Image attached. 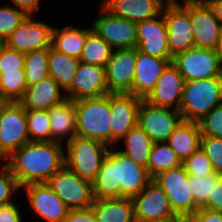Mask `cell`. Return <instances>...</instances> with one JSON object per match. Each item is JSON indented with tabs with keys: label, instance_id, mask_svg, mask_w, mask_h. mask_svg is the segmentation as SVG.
<instances>
[{
	"label": "cell",
	"instance_id": "cell-1",
	"mask_svg": "<svg viewBox=\"0 0 222 222\" xmlns=\"http://www.w3.org/2000/svg\"><path fill=\"white\" fill-rule=\"evenodd\" d=\"M63 146L64 144L55 141H30L14 151L4 162L20 187L32 183H46L65 166Z\"/></svg>",
	"mask_w": 222,
	"mask_h": 222
},
{
	"label": "cell",
	"instance_id": "cell-2",
	"mask_svg": "<svg viewBox=\"0 0 222 222\" xmlns=\"http://www.w3.org/2000/svg\"><path fill=\"white\" fill-rule=\"evenodd\" d=\"M76 135L112 147L110 93L75 101Z\"/></svg>",
	"mask_w": 222,
	"mask_h": 222
},
{
	"label": "cell",
	"instance_id": "cell-3",
	"mask_svg": "<svg viewBox=\"0 0 222 222\" xmlns=\"http://www.w3.org/2000/svg\"><path fill=\"white\" fill-rule=\"evenodd\" d=\"M222 104V77L185 81L179 108L183 121L198 122Z\"/></svg>",
	"mask_w": 222,
	"mask_h": 222
},
{
	"label": "cell",
	"instance_id": "cell-4",
	"mask_svg": "<svg viewBox=\"0 0 222 222\" xmlns=\"http://www.w3.org/2000/svg\"><path fill=\"white\" fill-rule=\"evenodd\" d=\"M65 144V166L82 179L93 183L110 147L101 141L77 135Z\"/></svg>",
	"mask_w": 222,
	"mask_h": 222
},
{
	"label": "cell",
	"instance_id": "cell-5",
	"mask_svg": "<svg viewBox=\"0 0 222 222\" xmlns=\"http://www.w3.org/2000/svg\"><path fill=\"white\" fill-rule=\"evenodd\" d=\"M30 142L26 109L19 102H3L0 106V162Z\"/></svg>",
	"mask_w": 222,
	"mask_h": 222
},
{
	"label": "cell",
	"instance_id": "cell-6",
	"mask_svg": "<svg viewBox=\"0 0 222 222\" xmlns=\"http://www.w3.org/2000/svg\"><path fill=\"white\" fill-rule=\"evenodd\" d=\"M152 179L164 191L172 210L182 221L200 209L190 191L188 174L183 165L162 171Z\"/></svg>",
	"mask_w": 222,
	"mask_h": 222
},
{
	"label": "cell",
	"instance_id": "cell-7",
	"mask_svg": "<svg viewBox=\"0 0 222 222\" xmlns=\"http://www.w3.org/2000/svg\"><path fill=\"white\" fill-rule=\"evenodd\" d=\"M131 199L135 222H182L172 210L164 191L153 179Z\"/></svg>",
	"mask_w": 222,
	"mask_h": 222
},
{
	"label": "cell",
	"instance_id": "cell-8",
	"mask_svg": "<svg viewBox=\"0 0 222 222\" xmlns=\"http://www.w3.org/2000/svg\"><path fill=\"white\" fill-rule=\"evenodd\" d=\"M184 81L222 77V65L215 49L192 47L172 57Z\"/></svg>",
	"mask_w": 222,
	"mask_h": 222
},
{
	"label": "cell",
	"instance_id": "cell-9",
	"mask_svg": "<svg viewBox=\"0 0 222 222\" xmlns=\"http://www.w3.org/2000/svg\"><path fill=\"white\" fill-rule=\"evenodd\" d=\"M46 183L70 209L89 208L94 201L92 183L74 174L66 166Z\"/></svg>",
	"mask_w": 222,
	"mask_h": 222
},
{
	"label": "cell",
	"instance_id": "cell-10",
	"mask_svg": "<svg viewBox=\"0 0 222 222\" xmlns=\"http://www.w3.org/2000/svg\"><path fill=\"white\" fill-rule=\"evenodd\" d=\"M181 121L179 111L154 106L142 99L137 124L154 143L166 142Z\"/></svg>",
	"mask_w": 222,
	"mask_h": 222
},
{
	"label": "cell",
	"instance_id": "cell-11",
	"mask_svg": "<svg viewBox=\"0 0 222 222\" xmlns=\"http://www.w3.org/2000/svg\"><path fill=\"white\" fill-rule=\"evenodd\" d=\"M92 29L114 50L137 47L136 23L111 14L100 4Z\"/></svg>",
	"mask_w": 222,
	"mask_h": 222
},
{
	"label": "cell",
	"instance_id": "cell-12",
	"mask_svg": "<svg viewBox=\"0 0 222 222\" xmlns=\"http://www.w3.org/2000/svg\"><path fill=\"white\" fill-rule=\"evenodd\" d=\"M34 18L28 15L5 39L4 44L23 53L50 48L53 26Z\"/></svg>",
	"mask_w": 222,
	"mask_h": 222
},
{
	"label": "cell",
	"instance_id": "cell-13",
	"mask_svg": "<svg viewBox=\"0 0 222 222\" xmlns=\"http://www.w3.org/2000/svg\"><path fill=\"white\" fill-rule=\"evenodd\" d=\"M162 13L167 27L171 57L195 47L190 12L183 5H164Z\"/></svg>",
	"mask_w": 222,
	"mask_h": 222
},
{
	"label": "cell",
	"instance_id": "cell-14",
	"mask_svg": "<svg viewBox=\"0 0 222 222\" xmlns=\"http://www.w3.org/2000/svg\"><path fill=\"white\" fill-rule=\"evenodd\" d=\"M190 12V25L194 45L215 49L220 39L222 26L207 2L183 5Z\"/></svg>",
	"mask_w": 222,
	"mask_h": 222
},
{
	"label": "cell",
	"instance_id": "cell-15",
	"mask_svg": "<svg viewBox=\"0 0 222 222\" xmlns=\"http://www.w3.org/2000/svg\"><path fill=\"white\" fill-rule=\"evenodd\" d=\"M28 197L30 208L46 222H64L70 208L47 183H32L21 187Z\"/></svg>",
	"mask_w": 222,
	"mask_h": 222
},
{
	"label": "cell",
	"instance_id": "cell-16",
	"mask_svg": "<svg viewBox=\"0 0 222 222\" xmlns=\"http://www.w3.org/2000/svg\"><path fill=\"white\" fill-rule=\"evenodd\" d=\"M137 50L152 57L166 58L170 62L172 57L168 46V32L163 13L136 24Z\"/></svg>",
	"mask_w": 222,
	"mask_h": 222
},
{
	"label": "cell",
	"instance_id": "cell-17",
	"mask_svg": "<svg viewBox=\"0 0 222 222\" xmlns=\"http://www.w3.org/2000/svg\"><path fill=\"white\" fill-rule=\"evenodd\" d=\"M135 67L136 47L114 50L105 66L109 92L128 93L133 86Z\"/></svg>",
	"mask_w": 222,
	"mask_h": 222
},
{
	"label": "cell",
	"instance_id": "cell-18",
	"mask_svg": "<svg viewBox=\"0 0 222 222\" xmlns=\"http://www.w3.org/2000/svg\"><path fill=\"white\" fill-rule=\"evenodd\" d=\"M142 98L131 93H110L112 146L137 125Z\"/></svg>",
	"mask_w": 222,
	"mask_h": 222
},
{
	"label": "cell",
	"instance_id": "cell-19",
	"mask_svg": "<svg viewBox=\"0 0 222 222\" xmlns=\"http://www.w3.org/2000/svg\"><path fill=\"white\" fill-rule=\"evenodd\" d=\"M105 67L80 62L66 98L74 101L84 98H96L107 95Z\"/></svg>",
	"mask_w": 222,
	"mask_h": 222
},
{
	"label": "cell",
	"instance_id": "cell-20",
	"mask_svg": "<svg viewBox=\"0 0 222 222\" xmlns=\"http://www.w3.org/2000/svg\"><path fill=\"white\" fill-rule=\"evenodd\" d=\"M184 82L182 74L173 63L170 62L163 70L155 88L144 100L154 106L179 111Z\"/></svg>",
	"mask_w": 222,
	"mask_h": 222
},
{
	"label": "cell",
	"instance_id": "cell-21",
	"mask_svg": "<svg viewBox=\"0 0 222 222\" xmlns=\"http://www.w3.org/2000/svg\"><path fill=\"white\" fill-rule=\"evenodd\" d=\"M117 198H132L152 180L146 168L116 149Z\"/></svg>",
	"mask_w": 222,
	"mask_h": 222
},
{
	"label": "cell",
	"instance_id": "cell-22",
	"mask_svg": "<svg viewBox=\"0 0 222 222\" xmlns=\"http://www.w3.org/2000/svg\"><path fill=\"white\" fill-rule=\"evenodd\" d=\"M170 61L166 58L152 57L136 48V67L132 89L128 92L145 99L155 88L159 77Z\"/></svg>",
	"mask_w": 222,
	"mask_h": 222
},
{
	"label": "cell",
	"instance_id": "cell-23",
	"mask_svg": "<svg viewBox=\"0 0 222 222\" xmlns=\"http://www.w3.org/2000/svg\"><path fill=\"white\" fill-rule=\"evenodd\" d=\"M111 14L139 23L158 16L164 6L162 0H101Z\"/></svg>",
	"mask_w": 222,
	"mask_h": 222
},
{
	"label": "cell",
	"instance_id": "cell-24",
	"mask_svg": "<svg viewBox=\"0 0 222 222\" xmlns=\"http://www.w3.org/2000/svg\"><path fill=\"white\" fill-rule=\"evenodd\" d=\"M66 98L65 91L51 76L26 88L24 97L19 103L25 109L48 110Z\"/></svg>",
	"mask_w": 222,
	"mask_h": 222
},
{
	"label": "cell",
	"instance_id": "cell-25",
	"mask_svg": "<svg viewBox=\"0 0 222 222\" xmlns=\"http://www.w3.org/2000/svg\"><path fill=\"white\" fill-rule=\"evenodd\" d=\"M52 141L63 144L76 136L75 101L65 98L60 103L48 109ZM67 136V137H66Z\"/></svg>",
	"mask_w": 222,
	"mask_h": 222
},
{
	"label": "cell",
	"instance_id": "cell-26",
	"mask_svg": "<svg viewBox=\"0 0 222 222\" xmlns=\"http://www.w3.org/2000/svg\"><path fill=\"white\" fill-rule=\"evenodd\" d=\"M201 136L198 122L182 120L166 142L183 163L200 148Z\"/></svg>",
	"mask_w": 222,
	"mask_h": 222
},
{
	"label": "cell",
	"instance_id": "cell-27",
	"mask_svg": "<svg viewBox=\"0 0 222 222\" xmlns=\"http://www.w3.org/2000/svg\"><path fill=\"white\" fill-rule=\"evenodd\" d=\"M90 207L97 222H135L131 198L94 199Z\"/></svg>",
	"mask_w": 222,
	"mask_h": 222
},
{
	"label": "cell",
	"instance_id": "cell-28",
	"mask_svg": "<svg viewBox=\"0 0 222 222\" xmlns=\"http://www.w3.org/2000/svg\"><path fill=\"white\" fill-rule=\"evenodd\" d=\"M91 30L92 26L89 28H77L71 24L61 29L53 27L51 47L58 52L79 59L87 34Z\"/></svg>",
	"mask_w": 222,
	"mask_h": 222
},
{
	"label": "cell",
	"instance_id": "cell-29",
	"mask_svg": "<svg viewBox=\"0 0 222 222\" xmlns=\"http://www.w3.org/2000/svg\"><path fill=\"white\" fill-rule=\"evenodd\" d=\"M112 148V149H111ZM92 183L94 199L117 198L116 150L111 147Z\"/></svg>",
	"mask_w": 222,
	"mask_h": 222
},
{
	"label": "cell",
	"instance_id": "cell-30",
	"mask_svg": "<svg viewBox=\"0 0 222 222\" xmlns=\"http://www.w3.org/2000/svg\"><path fill=\"white\" fill-rule=\"evenodd\" d=\"M121 141L122 145L124 143L125 146L123 147L125 148L118 150L147 170L150 151L154 143L152 139L137 124L118 143L120 144Z\"/></svg>",
	"mask_w": 222,
	"mask_h": 222
},
{
	"label": "cell",
	"instance_id": "cell-31",
	"mask_svg": "<svg viewBox=\"0 0 222 222\" xmlns=\"http://www.w3.org/2000/svg\"><path fill=\"white\" fill-rule=\"evenodd\" d=\"M79 63V59L58 52L52 47L49 48V76L55 79L65 92L70 88L74 80Z\"/></svg>",
	"mask_w": 222,
	"mask_h": 222
},
{
	"label": "cell",
	"instance_id": "cell-32",
	"mask_svg": "<svg viewBox=\"0 0 222 222\" xmlns=\"http://www.w3.org/2000/svg\"><path fill=\"white\" fill-rule=\"evenodd\" d=\"M113 51L114 49L92 29L87 34L79 61L90 65L105 67Z\"/></svg>",
	"mask_w": 222,
	"mask_h": 222
},
{
	"label": "cell",
	"instance_id": "cell-33",
	"mask_svg": "<svg viewBox=\"0 0 222 222\" xmlns=\"http://www.w3.org/2000/svg\"><path fill=\"white\" fill-rule=\"evenodd\" d=\"M27 87L24 68L0 71V99L3 102H19L24 97Z\"/></svg>",
	"mask_w": 222,
	"mask_h": 222
},
{
	"label": "cell",
	"instance_id": "cell-34",
	"mask_svg": "<svg viewBox=\"0 0 222 222\" xmlns=\"http://www.w3.org/2000/svg\"><path fill=\"white\" fill-rule=\"evenodd\" d=\"M181 165V160L167 142L153 143L147 164V173L151 178L162 171L177 168Z\"/></svg>",
	"mask_w": 222,
	"mask_h": 222
},
{
	"label": "cell",
	"instance_id": "cell-35",
	"mask_svg": "<svg viewBox=\"0 0 222 222\" xmlns=\"http://www.w3.org/2000/svg\"><path fill=\"white\" fill-rule=\"evenodd\" d=\"M48 57L49 48L25 53L24 70L28 86L49 76Z\"/></svg>",
	"mask_w": 222,
	"mask_h": 222
},
{
	"label": "cell",
	"instance_id": "cell-36",
	"mask_svg": "<svg viewBox=\"0 0 222 222\" xmlns=\"http://www.w3.org/2000/svg\"><path fill=\"white\" fill-rule=\"evenodd\" d=\"M26 120L31 142L52 141L48 110L26 109Z\"/></svg>",
	"mask_w": 222,
	"mask_h": 222
},
{
	"label": "cell",
	"instance_id": "cell-37",
	"mask_svg": "<svg viewBox=\"0 0 222 222\" xmlns=\"http://www.w3.org/2000/svg\"><path fill=\"white\" fill-rule=\"evenodd\" d=\"M221 174L213 173L206 176L188 175L190 191L193 194L195 202L199 208H202L212 194L213 187L216 186Z\"/></svg>",
	"mask_w": 222,
	"mask_h": 222
},
{
	"label": "cell",
	"instance_id": "cell-38",
	"mask_svg": "<svg viewBox=\"0 0 222 222\" xmlns=\"http://www.w3.org/2000/svg\"><path fill=\"white\" fill-rule=\"evenodd\" d=\"M27 16L24 11L9 3L0 7V38L5 41Z\"/></svg>",
	"mask_w": 222,
	"mask_h": 222
},
{
	"label": "cell",
	"instance_id": "cell-39",
	"mask_svg": "<svg viewBox=\"0 0 222 222\" xmlns=\"http://www.w3.org/2000/svg\"><path fill=\"white\" fill-rule=\"evenodd\" d=\"M182 165L188 175L206 176L215 173L210 159L201 148L193 152Z\"/></svg>",
	"mask_w": 222,
	"mask_h": 222
},
{
	"label": "cell",
	"instance_id": "cell-40",
	"mask_svg": "<svg viewBox=\"0 0 222 222\" xmlns=\"http://www.w3.org/2000/svg\"><path fill=\"white\" fill-rule=\"evenodd\" d=\"M198 124L202 136L222 139V104L214 107Z\"/></svg>",
	"mask_w": 222,
	"mask_h": 222
},
{
	"label": "cell",
	"instance_id": "cell-41",
	"mask_svg": "<svg viewBox=\"0 0 222 222\" xmlns=\"http://www.w3.org/2000/svg\"><path fill=\"white\" fill-rule=\"evenodd\" d=\"M21 190L10 169L2 163L0 166V206L14 202L13 195Z\"/></svg>",
	"mask_w": 222,
	"mask_h": 222
},
{
	"label": "cell",
	"instance_id": "cell-42",
	"mask_svg": "<svg viewBox=\"0 0 222 222\" xmlns=\"http://www.w3.org/2000/svg\"><path fill=\"white\" fill-rule=\"evenodd\" d=\"M200 148L210 159L214 171L222 175V139L201 136Z\"/></svg>",
	"mask_w": 222,
	"mask_h": 222
},
{
	"label": "cell",
	"instance_id": "cell-43",
	"mask_svg": "<svg viewBox=\"0 0 222 222\" xmlns=\"http://www.w3.org/2000/svg\"><path fill=\"white\" fill-rule=\"evenodd\" d=\"M25 53L4 45L0 51V71H11L24 68Z\"/></svg>",
	"mask_w": 222,
	"mask_h": 222
},
{
	"label": "cell",
	"instance_id": "cell-44",
	"mask_svg": "<svg viewBox=\"0 0 222 222\" xmlns=\"http://www.w3.org/2000/svg\"><path fill=\"white\" fill-rule=\"evenodd\" d=\"M182 222H222V212L200 208Z\"/></svg>",
	"mask_w": 222,
	"mask_h": 222
},
{
	"label": "cell",
	"instance_id": "cell-45",
	"mask_svg": "<svg viewBox=\"0 0 222 222\" xmlns=\"http://www.w3.org/2000/svg\"><path fill=\"white\" fill-rule=\"evenodd\" d=\"M64 222H97L91 207L84 209H70Z\"/></svg>",
	"mask_w": 222,
	"mask_h": 222
},
{
	"label": "cell",
	"instance_id": "cell-46",
	"mask_svg": "<svg viewBox=\"0 0 222 222\" xmlns=\"http://www.w3.org/2000/svg\"><path fill=\"white\" fill-rule=\"evenodd\" d=\"M20 210L16 202L0 206V222H23Z\"/></svg>",
	"mask_w": 222,
	"mask_h": 222
},
{
	"label": "cell",
	"instance_id": "cell-47",
	"mask_svg": "<svg viewBox=\"0 0 222 222\" xmlns=\"http://www.w3.org/2000/svg\"><path fill=\"white\" fill-rule=\"evenodd\" d=\"M202 208L222 212V177L213 187L212 194L209 195L207 203Z\"/></svg>",
	"mask_w": 222,
	"mask_h": 222
},
{
	"label": "cell",
	"instance_id": "cell-48",
	"mask_svg": "<svg viewBox=\"0 0 222 222\" xmlns=\"http://www.w3.org/2000/svg\"><path fill=\"white\" fill-rule=\"evenodd\" d=\"M12 5L24 11L27 15H35L40 11L41 0H11Z\"/></svg>",
	"mask_w": 222,
	"mask_h": 222
},
{
	"label": "cell",
	"instance_id": "cell-49",
	"mask_svg": "<svg viewBox=\"0 0 222 222\" xmlns=\"http://www.w3.org/2000/svg\"><path fill=\"white\" fill-rule=\"evenodd\" d=\"M206 2L213 9L216 18L219 20L222 26V0H206Z\"/></svg>",
	"mask_w": 222,
	"mask_h": 222
},
{
	"label": "cell",
	"instance_id": "cell-50",
	"mask_svg": "<svg viewBox=\"0 0 222 222\" xmlns=\"http://www.w3.org/2000/svg\"><path fill=\"white\" fill-rule=\"evenodd\" d=\"M182 2H179V0H162L164 5H188V4H200L206 2V0H182ZM182 3V4H181Z\"/></svg>",
	"mask_w": 222,
	"mask_h": 222
},
{
	"label": "cell",
	"instance_id": "cell-51",
	"mask_svg": "<svg viewBox=\"0 0 222 222\" xmlns=\"http://www.w3.org/2000/svg\"><path fill=\"white\" fill-rule=\"evenodd\" d=\"M215 52H216V55L218 56L219 62L222 65V32H221L220 39H219V41L217 43V46L215 48Z\"/></svg>",
	"mask_w": 222,
	"mask_h": 222
},
{
	"label": "cell",
	"instance_id": "cell-52",
	"mask_svg": "<svg viewBox=\"0 0 222 222\" xmlns=\"http://www.w3.org/2000/svg\"><path fill=\"white\" fill-rule=\"evenodd\" d=\"M4 45H5V44H4V40L0 38V51H1V49H2V47H3Z\"/></svg>",
	"mask_w": 222,
	"mask_h": 222
}]
</instances>
